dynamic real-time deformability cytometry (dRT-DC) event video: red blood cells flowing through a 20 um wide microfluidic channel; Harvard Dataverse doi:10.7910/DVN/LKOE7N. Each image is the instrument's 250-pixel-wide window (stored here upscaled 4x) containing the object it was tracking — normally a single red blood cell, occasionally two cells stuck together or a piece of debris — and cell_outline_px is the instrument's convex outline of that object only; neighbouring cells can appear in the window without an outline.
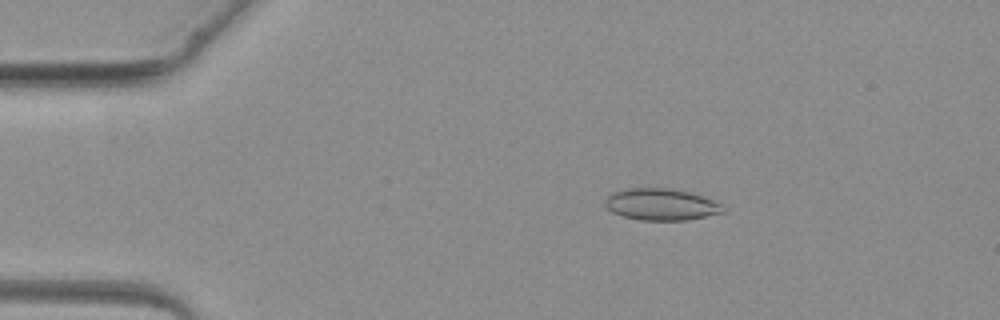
{"species": "common noctule bat (a hibernating species)", "species_latin": "Nyctalus noctula", "temperature_condition": "warm", "stored_images_in_passage": 3, "camera_frame_rate_fps": 3000, "um_per_image_px": 0.085, "animal": {"sex": "female", "body_mass_g": 19.3, "forearm_length_mm": 54.1}, "frame": {"image": 1, "passage_image": 2, "time_ms": 1.333, "image_size_px": [1000, 320], "cell_outline_px": [[724, 212], [684, 220], [640, 220], [620, 216], [612, 212], [604, 204], [604, 200], [612, 192], [624, 188], [668, 188], [692, 192], [716, 200], [724, 204]], "centroid_in_image_um": [56.2, 17.36], "position_along_channel_um": 28.8, "area_um2": 22.08}}